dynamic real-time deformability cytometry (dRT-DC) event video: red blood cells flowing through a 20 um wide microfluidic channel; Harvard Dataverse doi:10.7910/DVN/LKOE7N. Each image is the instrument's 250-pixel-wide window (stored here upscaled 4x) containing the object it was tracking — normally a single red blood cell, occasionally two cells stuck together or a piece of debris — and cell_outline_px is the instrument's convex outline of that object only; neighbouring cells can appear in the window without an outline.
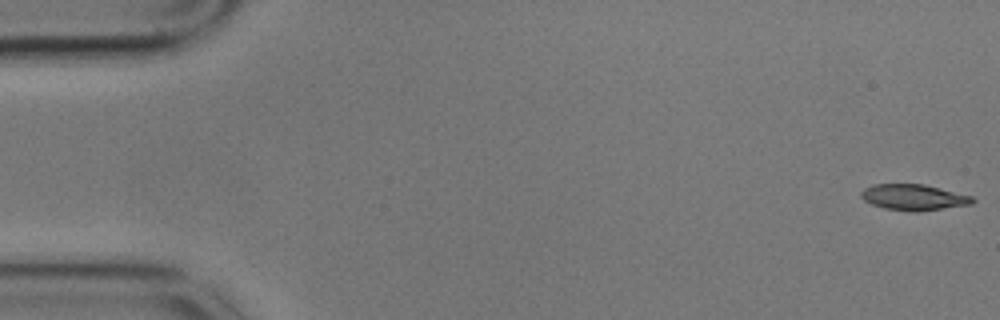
{"species": "common noctule bat (a hibernating species)", "species_latin": "Nyctalus noctula", "temperature_condition": "cold", "stored_images_in_passage": 18, "camera_frame_rate_fps": 3000, "um_per_image_px": 0.085, "animal": {"sex": "male", "body_mass_g": 17.9}, "frame": {"image": 1, "passage_image": 1, "time_ms": 0.0, "image_size_px": [1000, 320], "cell_outline_px": [[976, 200], [972, 204], [916, 212], [912, 212], [884, 208], [872, 204], [864, 200], [860, 196], [860, 192], [864, 188], [872, 184], [924, 184], [972, 196]], "centroid_in_image_um": [77.64, 16.77], "position_along_channel_um": 7.4, "area_um2": 16.88}}
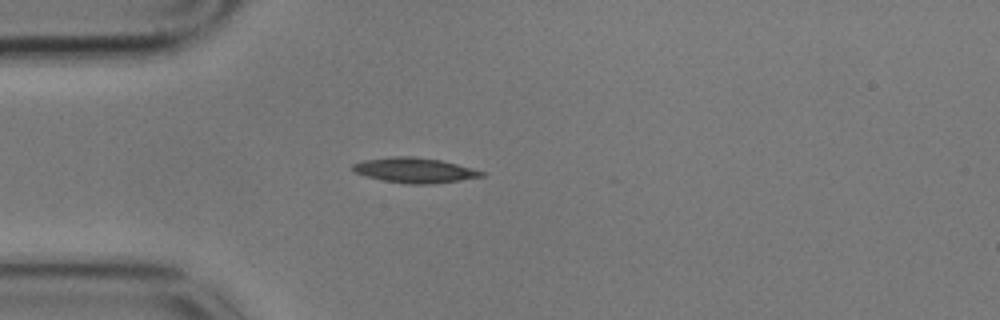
{"frame": {"image": 2, "passage_image": 15, "time_ms": 4.667, "image_size_px": [1000, 320], "cell_outline_px": [[484, 176], [460, 180], [428, 184], [408, 184], [380, 180], [352, 172], [352, 164], [360, 160], [392, 156], [412, 156], [440, 160], [456, 164], [484, 172]], "centroid_in_image_um": [35.14, 14.46], "position_along_channel_um": 49.9, "area_um2": 18.84}}